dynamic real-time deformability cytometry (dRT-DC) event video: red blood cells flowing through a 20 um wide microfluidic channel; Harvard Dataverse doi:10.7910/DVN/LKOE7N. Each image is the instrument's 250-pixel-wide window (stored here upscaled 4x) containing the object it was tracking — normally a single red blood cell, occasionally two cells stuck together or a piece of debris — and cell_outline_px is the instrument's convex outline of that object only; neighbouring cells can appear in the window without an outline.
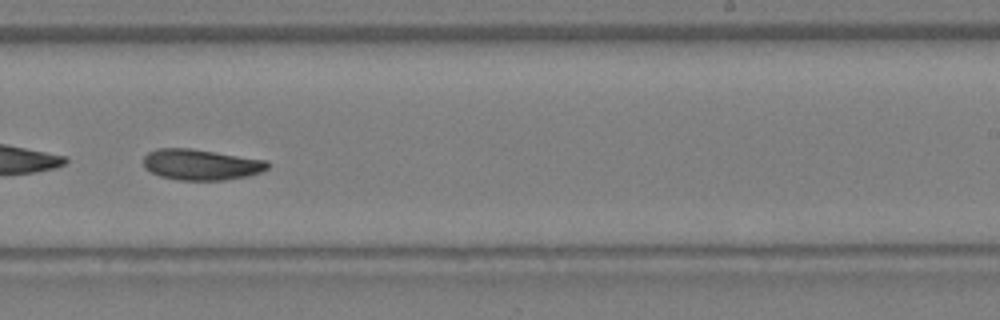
{"species": "Egyptian fruit bat (a non-hibernating species)", "species_latin": "Rousettus aegyptiacus", "temperature_condition": "warm", "stored_images_in_passage": 26, "camera_frame_rate_fps": 3000, "um_per_image_px": 0.085, "animal": {"sex": "female"}, "frame": {"image": 1, "passage_image": 15, "time_ms": 4.667, "image_size_px": [1000, 320], "cell_outline_px": [[268, 168], [260, 172], [248, 176], [224, 180], [180, 180], [160, 176], [144, 168], [144, 156], [148, 152], [156, 148], [192, 148], [268, 160]], "centroid_in_image_um": [17.08, 13.98], "position_along_channel_um": 271.9, "area_um2": 22.43}}
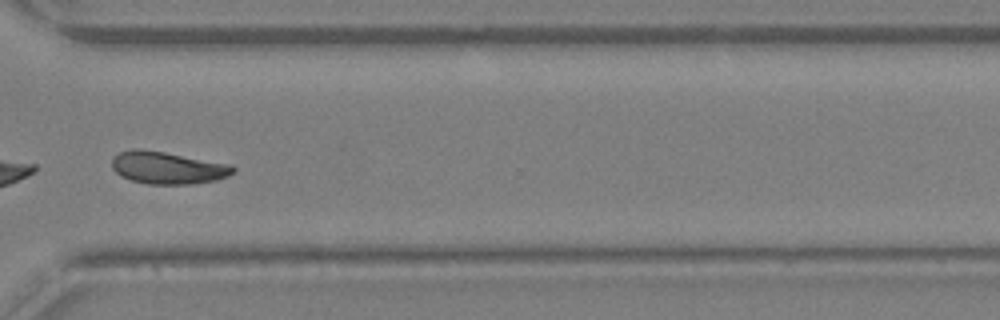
{"frame": {"image": 2, "passage_image": 19, "time_ms": 6.0, "image_size_px": [1000, 320], "cell_outline_px": [[236, 172], [228, 176], [216, 180], [188, 184], [148, 184], [132, 180], [120, 176], [112, 168], [112, 156], [120, 152], [132, 148], [140, 148], [164, 152], [232, 164], [236, 168]], "centroid_in_image_um": [14.25, 14.25], "position_along_channel_um": 356.3, "area_um2": 23.0}}